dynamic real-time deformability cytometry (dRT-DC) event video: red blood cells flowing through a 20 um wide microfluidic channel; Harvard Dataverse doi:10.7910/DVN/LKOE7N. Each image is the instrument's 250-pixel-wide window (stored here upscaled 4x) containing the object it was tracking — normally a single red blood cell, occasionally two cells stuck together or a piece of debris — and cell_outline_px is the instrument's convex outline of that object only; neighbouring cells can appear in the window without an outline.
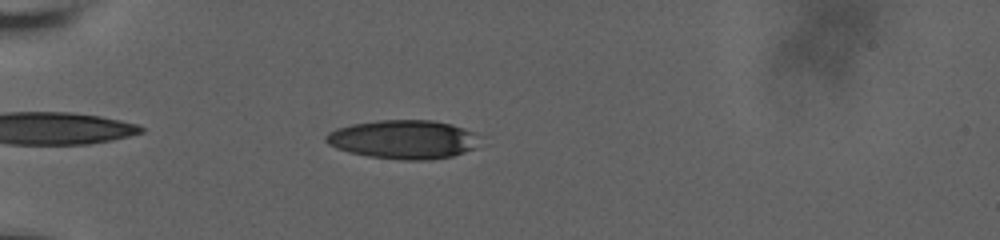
{"species": "human", "species_latin": "Homo sapiens", "temperature_condition": "room temperature", "stored_images_in_passage": 26, "camera_frame_rate_fps": 3000, "um_per_image_px": 0.085, "donor": {"sex": "male"}, "frame": {"image": 1, "passage_image": 8, "time_ms": 1.667, "image_size_px": [1000, 240], "cell_outline_px": [[484, 136], [476, 148], [452, 156], [428, 160], [404, 160], [368, 156], [348, 152], [336, 148], [328, 144], [324, 140], [324, 136], [328, 132], [336, 128], [352, 124], [376, 120], [432, 120], [452, 124], [464, 128]], "centroid_in_image_um": [34.33, 11.85], "position_along_channel_um": 50.7, "area_um2": 35.32}}
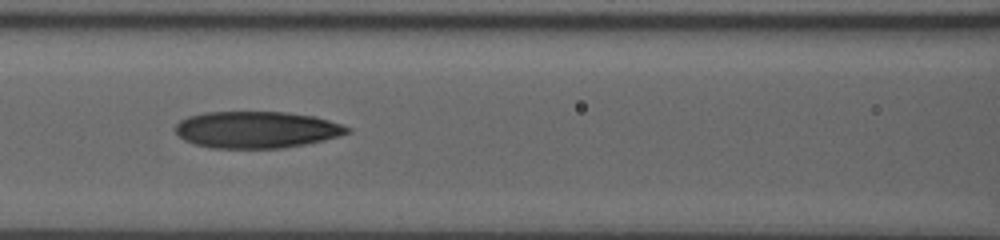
{"frame": {"image": 2, "passage_image": 20, "time_ms": 5.0, "image_size_px": [1000, 240], "cell_outline_px": [[352, 132], [340, 136], [324, 140], [284, 148], [212, 148], [196, 144], [184, 140], [176, 132], [176, 124], [180, 120], [188, 116], [204, 112], [288, 112], [316, 116], [352, 128]], "centroid_in_image_um": [21.84, 11.02], "position_along_channel_um": 144.8, "area_um2": 36.93}}
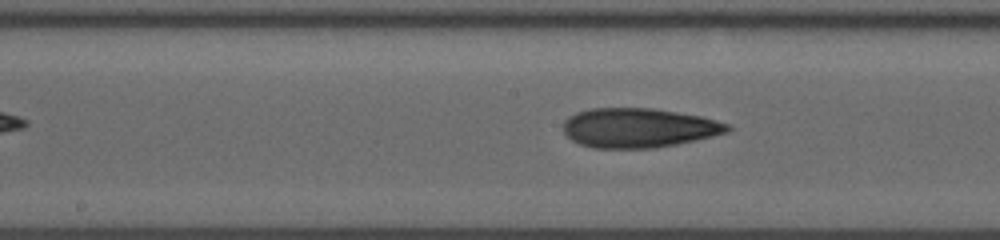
{"frame": {"image": 3, "passage_image": 24, "time_ms": 6.333, "image_size_px": [1000, 240], "cell_outline_px": [[732, 128], [728, 132], [696, 140], [676, 144], [652, 148], [592, 148], [580, 144], [572, 140], [564, 132], [564, 120], [568, 116], [576, 112], [592, 108], [652, 108], [700, 116], [716, 120], [728, 124]], "centroid_in_image_um": [54.27, 10.87], "position_along_channel_um": 193.9, "area_um2": 37.69}}